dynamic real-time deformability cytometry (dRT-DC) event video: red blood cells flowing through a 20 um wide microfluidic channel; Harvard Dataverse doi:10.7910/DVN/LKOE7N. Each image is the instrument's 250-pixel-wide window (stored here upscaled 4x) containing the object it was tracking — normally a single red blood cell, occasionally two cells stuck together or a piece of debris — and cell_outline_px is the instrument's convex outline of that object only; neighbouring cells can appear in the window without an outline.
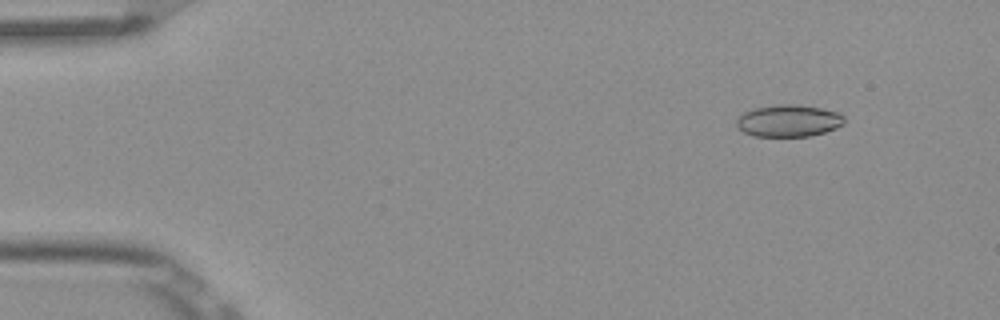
{"species": "Egyptian fruit bat (a non-hibernating species)", "species_latin": "Rousettus aegyptiacus", "temperature_condition": "room temperature", "stored_images_in_passage": 5, "camera_frame_rate_fps": 3000, "um_per_image_px": 0.085, "frame": {"image": 1, "passage_image": 2, "time_ms": 0.333, "image_size_px": [1000, 320], "cell_outline_px": [[844, 124], [836, 128], [824, 132], [808, 136], [752, 136], [744, 132], [736, 124], [736, 120], [744, 112], [752, 108], [776, 104], [796, 104], [820, 108], [840, 112], [844, 116]], "centroid_in_image_um": [67.04, 10.25], "position_along_channel_um": 18.0, "area_um2": 20.17}}
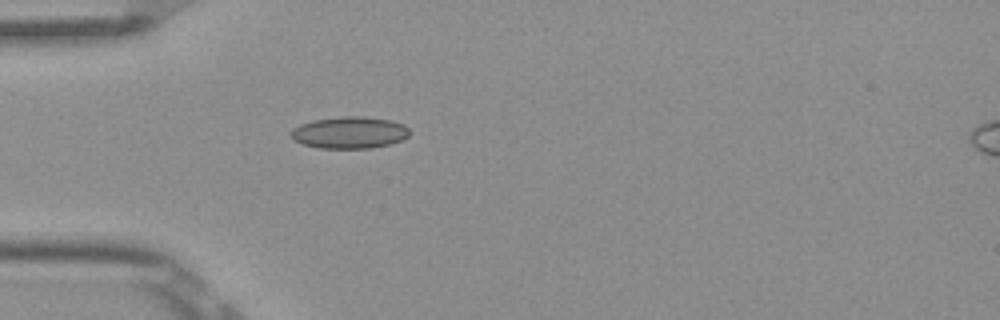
{"frame": {"image": 2, "passage_image": 5, "time_ms": 1.333, "image_size_px": [1000, 320], "cell_outline_px": [[408, 136], [404, 140], [372, 148], [320, 148], [304, 144], [296, 140], [292, 136], [292, 128], [300, 124], [312, 120], [340, 116], [364, 116], [392, 120], [404, 124], [408, 128]], "centroid_in_image_um": [29.74, 11.25], "position_along_channel_um": 55.3, "area_um2": 22.02}}